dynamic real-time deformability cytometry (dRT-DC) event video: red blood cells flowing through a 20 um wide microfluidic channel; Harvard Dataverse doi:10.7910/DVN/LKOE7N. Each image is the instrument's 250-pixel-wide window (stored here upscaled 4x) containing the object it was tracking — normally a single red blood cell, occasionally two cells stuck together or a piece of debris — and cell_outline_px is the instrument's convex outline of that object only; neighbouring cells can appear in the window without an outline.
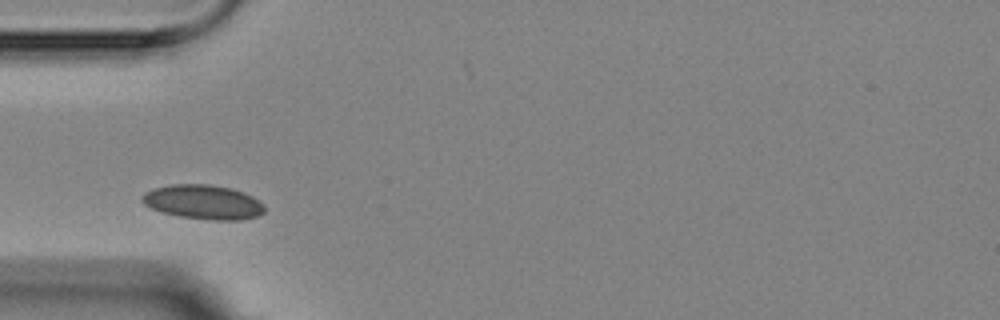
{"species": "Egyptian fruit bat (a non-hibernating species)", "species_latin": "Rousettus aegyptiacus", "temperature_condition": "room temperature", "stored_images_in_passage": 5, "camera_frame_rate_fps": 3000, "um_per_image_px": 0.085, "animal": {"sex": "female"}, "frame": {"image": 1, "passage_image": 2, "time_ms": 1.333, "image_size_px": [1000, 320], "cell_outline_px": [[264, 212], [256, 216], [240, 220], [212, 220], [180, 216], [164, 212], [152, 208], [144, 204], [140, 200], [140, 196], [144, 192], [152, 188], [172, 184], [208, 184], [232, 188], [244, 192], [252, 196], [264, 204]], "centroid_in_image_um": [17.26, 17.16], "position_along_channel_um": 67.7, "area_um2": 24.57}}
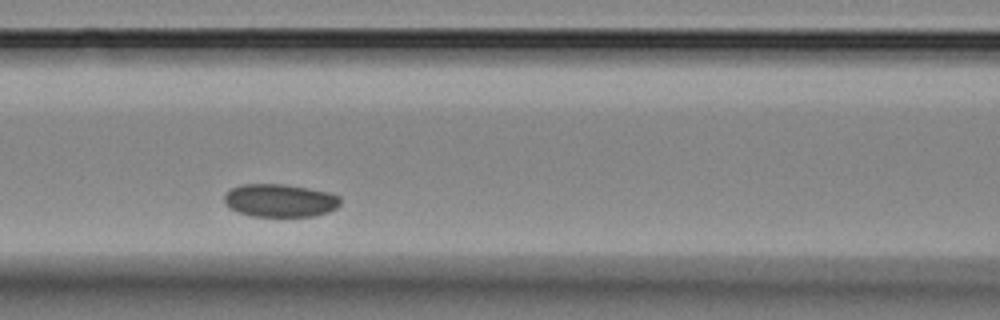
{"frame": {"image": 2, "passage_image": 4, "time_ms": 3.667, "image_size_px": [1000, 320], "cell_outline_px": [[340, 204], [336, 208], [328, 212], [312, 216], [252, 216], [240, 212], [224, 204], [224, 196], [232, 188], [240, 184], [284, 184], [332, 192], [340, 196]], "centroid_in_image_um": [23.83, 17.03], "position_along_channel_um": 142.8, "area_um2": 22.31}}
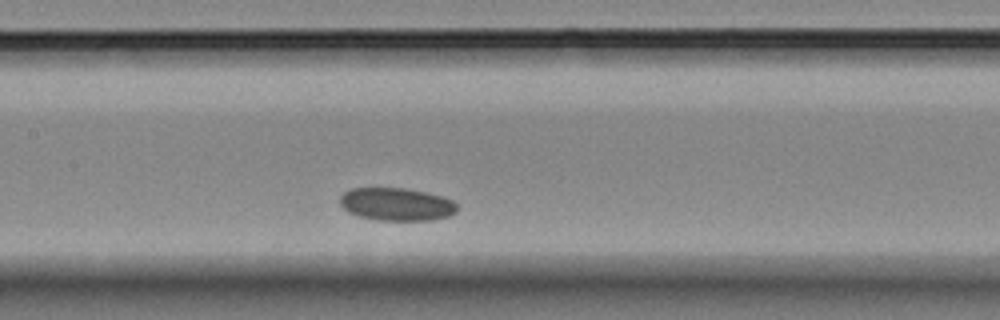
{"frame": {"image": 3, "passage_image": 5, "time_ms": 4.667, "image_size_px": [1000, 320], "cell_outline_px": [[456, 212], [448, 216], [432, 220], [376, 220], [360, 216], [348, 212], [340, 204], [340, 196], [344, 192], [352, 188], [408, 188], [428, 192], [444, 196], [452, 200], [456, 204]], "centroid_in_image_um": [33.72, 17.35], "position_along_channel_um": 173.7, "area_um2": 22.54}}